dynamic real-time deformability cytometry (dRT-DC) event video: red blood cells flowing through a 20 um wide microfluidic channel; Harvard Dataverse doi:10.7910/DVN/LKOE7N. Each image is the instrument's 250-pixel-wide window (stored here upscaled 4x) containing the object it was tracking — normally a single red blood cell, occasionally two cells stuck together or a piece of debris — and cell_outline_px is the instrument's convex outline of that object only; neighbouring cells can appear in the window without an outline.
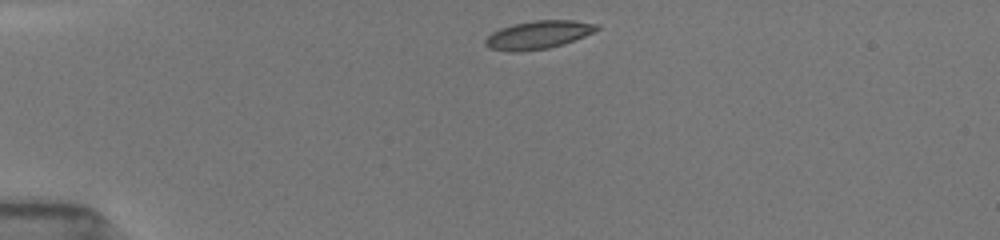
{"species": "common noctule bat (a hibernating species)", "species_latin": "Nyctalus noctula", "temperature_condition": "room temperature", "stored_images_in_passage": 7, "camera_frame_rate_fps": 3000, "um_per_image_px": 0.085, "animal": {"sex": "female", "body_mass_g": 19.5, "forearm_length_mm": 54.1}, "frame": {"image": 1, "passage_image": 1, "time_ms": 0.0, "image_size_px": [1000, 240], "cell_outline_px": [[600, 28], [596, 32], [564, 44], [548, 48], [516, 52], [508, 52], [488, 48], [484, 44], [484, 40], [492, 32], [500, 28], [512, 24], [536, 20], [572, 20], [600, 24]], "centroid_in_image_um": [45.76, 2.96], "position_along_channel_um": 39.2, "area_um2": 18.55}}
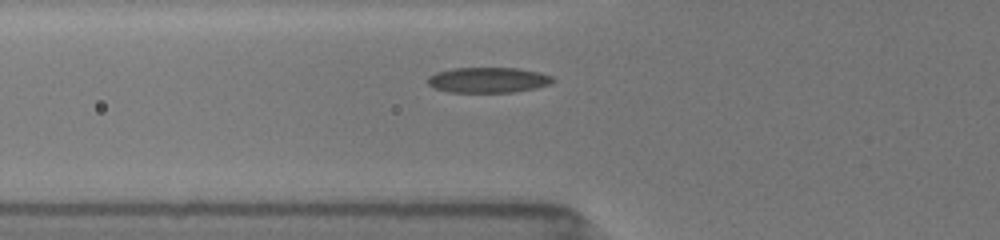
{"frame": {"image": 2, "passage_image": 5, "time_ms": 2.333, "image_size_px": [1000, 240], "cell_outline_px": [[556, 80], [548, 84], [536, 88], [516, 92], [448, 92], [436, 88], [428, 84], [428, 76], [436, 72], [452, 68], [516, 68], [540, 72], [552, 76]], "centroid_in_image_um": [41.5, 6.8], "position_along_channel_um": 84.3, "area_um2": 18.55}}
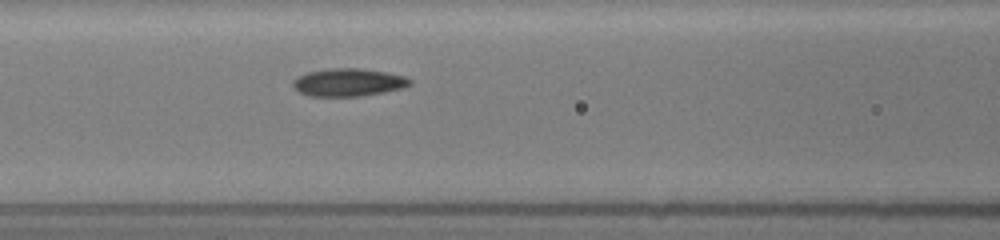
{"frame": {"image": 3, "passage_image": 7, "time_ms": 3.667, "image_size_px": [1000, 240], "cell_outline_px": [[412, 84], [404, 88], [384, 92], [360, 96], [308, 96], [292, 88], [292, 80], [296, 76], [308, 72], [332, 68], [360, 68], [388, 72], [404, 76], [412, 80]], "centroid_in_image_um": [29.6, 7.0], "position_along_channel_um": 137.0, "area_um2": 19.19}}